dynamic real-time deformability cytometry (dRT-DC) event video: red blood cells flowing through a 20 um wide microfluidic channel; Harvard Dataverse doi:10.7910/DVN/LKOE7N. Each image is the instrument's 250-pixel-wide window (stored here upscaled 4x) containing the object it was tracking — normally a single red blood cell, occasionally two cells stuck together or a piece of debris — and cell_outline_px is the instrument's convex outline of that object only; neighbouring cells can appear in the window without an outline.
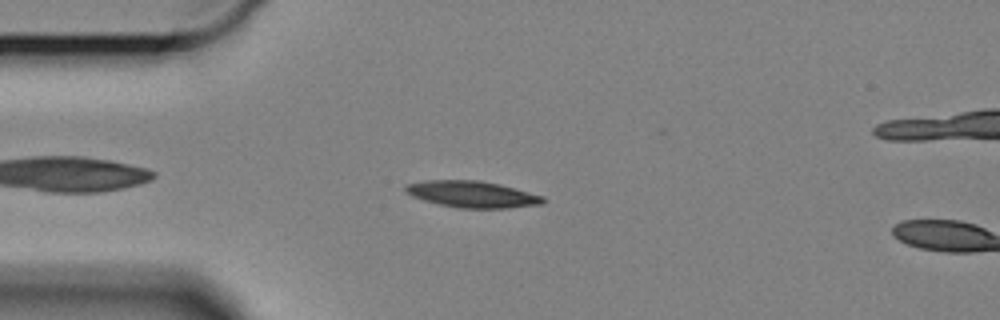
{"species": "Egyptian fruit bat (a non-hibernating species)", "species_latin": "Rousettus aegyptiacus", "temperature_condition": "cold", "stored_images_in_passage": 9, "camera_frame_rate_fps": 3000, "um_per_image_px": 0.085, "animal": {"sex": "female"}, "frame": {"image": 1, "passage_image": 7, "time_ms": 2.0, "image_size_px": [1000, 320], "cell_outline_px": [[544, 204], [508, 208], [456, 208], [424, 200], [412, 196], [404, 192], [404, 188], [408, 184], [428, 180], [480, 180], [500, 184], [544, 196]], "centroid_in_image_um": [40.15, 16.51], "position_along_channel_um": 44.8, "area_um2": 21.27}}